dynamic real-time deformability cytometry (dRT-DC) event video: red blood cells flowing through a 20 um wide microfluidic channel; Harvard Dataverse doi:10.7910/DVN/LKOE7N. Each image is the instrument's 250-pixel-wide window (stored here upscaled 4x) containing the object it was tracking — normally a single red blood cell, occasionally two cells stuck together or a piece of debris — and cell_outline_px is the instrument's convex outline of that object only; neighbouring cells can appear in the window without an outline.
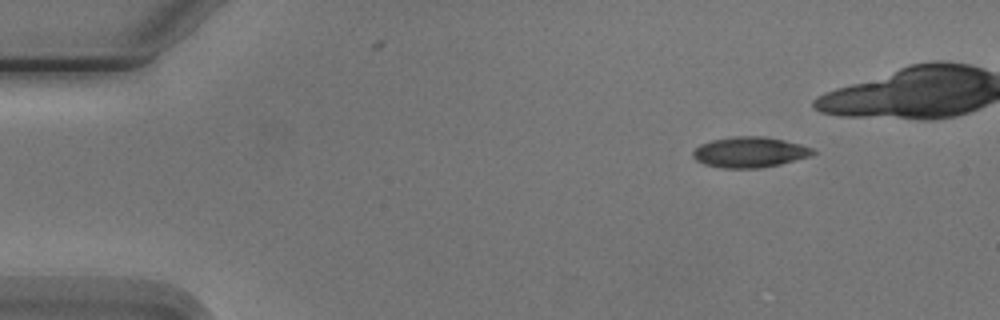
{"species": "Egyptian fruit bat (a non-hibernating species)", "species_latin": "Rousettus aegyptiacus", "temperature_condition": "cold", "stored_images_in_passage": 10, "camera_frame_rate_fps": 3000, "um_per_image_px": 0.085, "animal": {"sex": "male"}, "frame": {"image": 1, "passage_image": 1, "time_ms": 0.0, "image_size_px": [1000, 320], "cell_outline_px": [[816, 152], [812, 156], [780, 164], [756, 168], [724, 168], [704, 164], [696, 160], [692, 156], [692, 152], [700, 144], [712, 140], [732, 136], [764, 136], [784, 140], [800, 144], [812, 148]], "centroid_in_image_um": [63.73, 12.93], "position_along_channel_um": 21.3, "area_um2": 21.39}}